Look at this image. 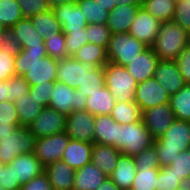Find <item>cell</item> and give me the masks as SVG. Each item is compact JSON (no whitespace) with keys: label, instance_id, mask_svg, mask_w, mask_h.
I'll return each instance as SVG.
<instances>
[{"label":"cell","instance_id":"obj_1","mask_svg":"<svg viewBox=\"0 0 190 190\" xmlns=\"http://www.w3.org/2000/svg\"><path fill=\"white\" fill-rule=\"evenodd\" d=\"M16 75L24 76L29 86L57 81L58 60L47 55L45 46L26 47L15 56Z\"/></svg>","mask_w":190,"mask_h":190},{"label":"cell","instance_id":"obj_2","mask_svg":"<svg viewBox=\"0 0 190 190\" xmlns=\"http://www.w3.org/2000/svg\"><path fill=\"white\" fill-rule=\"evenodd\" d=\"M160 168L170 166L180 152L190 149V121L175 119L153 143Z\"/></svg>","mask_w":190,"mask_h":190},{"label":"cell","instance_id":"obj_3","mask_svg":"<svg viewBox=\"0 0 190 190\" xmlns=\"http://www.w3.org/2000/svg\"><path fill=\"white\" fill-rule=\"evenodd\" d=\"M36 138L20 125H0V162L9 164L20 154L34 153Z\"/></svg>","mask_w":190,"mask_h":190},{"label":"cell","instance_id":"obj_4","mask_svg":"<svg viewBox=\"0 0 190 190\" xmlns=\"http://www.w3.org/2000/svg\"><path fill=\"white\" fill-rule=\"evenodd\" d=\"M188 31L173 21L162 22L151 46L160 60L175 61L187 47Z\"/></svg>","mask_w":190,"mask_h":190},{"label":"cell","instance_id":"obj_5","mask_svg":"<svg viewBox=\"0 0 190 190\" xmlns=\"http://www.w3.org/2000/svg\"><path fill=\"white\" fill-rule=\"evenodd\" d=\"M149 47L129 33L112 34L106 48L108 62L126 66Z\"/></svg>","mask_w":190,"mask_h":190},{"label":"cell","instance_id":"obj_6","mask_svg":"<svg viewBox=\"0 0 190 190\" xmlns=\"http://www.w3.org/2000/svg\"><path fill=\"white\" fill-rule=\"evenodd\" d=\"M154 143V138L143 120L135 123L119 124L118 150L123 155L134 157Z\"/></svg>","mask_w":190,"mask_h":190},{"label":"cell","instance_id":"obj_7","mask_svg":"<svg viewBox=\"0 0 190 190\" xmlns=\"http://www.w3.org/2000/svg\"><path fill=\"white\" fill-rule=\"evenodd\" d=\"M105 86L109 89L116 101H134L137 82L127 71L126 67L108 62L104 66Z\"/></svg>","mask_w":190,"mask_h":190},{"label":"cell","instance_id":"obj_8","mask_svg":"<svg viewBox=\"0 0 190 190\" xmlns=\"http://www.w3.org/2000/svg\"><path fill=\"white\" fill-rule=\"evenodd\" d=\"M51 92L48 106L59 113L67 116L73 111L86 110L87 97L82 95L81 91L55 81V86Z\"/></svg>","mask_w":190,"mask_h":190},{"label":"cell","instance_id":"obj_9","mask_svg":"<svg viewBox=\"0 0 190 190\" xmlns=\"http://www.w3.org/2000/svg\"><path fill=\"white\" fill-rule=\"evenodd\" d=\"M69 139L70 138L66 132L37 138L34 149L35 157L43 164L44 167L56 161H60Z\"/></svg>","mask_w":190,"mask_h":190},{"label":"cell","instance_id":"obj_10","mask_svg":"<svg viewBox=\"0 0 190 190\" xmlns=\"http://www.w3.org/2000/svg\"><path fill=\"white\" fill-rule=\"evenodd\" d=\"M28 129L36 139L63 133L66 129V115L49 106L45 107L32 121Z\"/></svg>","mask_w":190,"mask_h":190},{"label":"cell","instance_id":"obj_11","mask_svg":"<svg viewBox=\"0 0 190 190\" xmlns=\"http://www.w3.org/2000/svg\"><path fill=\"white\" fill-rule=\"evenodd\" d=\"M95 115L87 110L73 111L66 116L65 132L70 139L94 144Z\"/></svg>","mask_w":190,"mask_h":190},{"label":"cell","instance_id":"obj_12","mask_svg":"<svg viewBox=\"0 0 190 190\" xmlns=\"http://www.w3.org/2000/svg\"><path fill=\"white\" fill-rule=\"evenodd\" d=\"M134 102L138 104L143 112L159 104L169 103L170 95L154 77H151L137 84Z\"/></svg>","mask_w":190,"mask_h":190},{"label":"cell","instance_id":"obj_13","mask_svg":"<svg viewBox=\"0 0 190 190\" xmlns=\"http://www.w3.org/2000/svg\"><path fill=\"white\" fill-rule=\"evenodd\" d=\"M170 103L159 104L142 112V120L154 139L161 137L174 122Z\"/></svg>","mask_w":190,"mask_h":190},{"label":"cell","instance_id":"obj_14","mask_svg":"<svg viewBox=\"0 0 190 190\" xmlns=\"http://www.w3.org/2000/svg\"><path fill=\"white\" fill-rule=\"evenodd\" d=\"M161 23L143 7H140L128 33L145 43L148 47H151L158 35Z\"/></svg>","mask_w":190,"mask_h":190},{"label":"cell","instance_id":"obj_15","mask_svg":"<svg viewBox=\"0 0 190 190\" xmlns=\"http://www.w3.org/2000/svg\"><path fill=\"white\" fill-rule=\"evenodd\" d=\"M9 165L12 167L13 184L21 185L39 176L45 169L34 153L20 154Z\"/></svg>","mask_w":190,"mask_h":190},{"label":"cell","instance_id":"obj_16","mask_svg":"<svg viewBox=\"0 0 190 190\" xmlns=\"http://www.w3.org/2000/svg\"><path fill=\"white\" fill-rule=\"evenodd\" d=\"M154 78L170 96L177 93L186 84L175 61L159 60Z\"/></svg>","mask_w":190,"mask_h":190},{"label":"cell","instance_id":"obj_17","mask_svg":"<svg viewBox=\"0 0 190 190\" xmlns=\"http://www.w3.org/2000/svg\"><path fill=\"white\" fill-rule=\"evenodd\" d=\"M55 17L60 22L62 32L84 29L88 22L75 1L61 4L51 8Z\"/></svg>","mask_w":190,"mask_h":190},{"label":"cell","instance_id":"obj_18","mask_svg":"<svg viewBox=\"0 0 190 190\" xmlns=\"http://www.w3.org/2000/svg\"><path fill=\"white\" fill-rule=\"evenodd\" d=\"M159 58L156 53L149 47L143 53L138 55L125 67L127 71L135 78L137 83L143 82L154 77Z\"/></svg>","mask_w":190,"mask_h":190},{"label":"cell","instance_id":"obj_19","mask_svg":"<svg viewBox=\"0 0 190 190\" xmlns=\"http://www.w3.org/2000/svg\"><path fill=\"white\" fill-rule=\"evenodd\" d=\"M141 5H117L109 12L106 21L111 34L128 33Z\"/></svg>","mask_w":190,"mask_h":190},{"label":"cell","instance_id":"obj_20","mask_svg":"<svg viewBox=\"0 0 190 190\" xmlns=\"http://www.w3.org/2000/svg\"><path fill=\"white\" fill-rule=\"evenodd\" d=\"M92 148V143L69 139L61 160L74 170L80 169L91 162Z\"/></svg>","mask_w":190,"mask_h":190},{"label":"cell","instance_id":"obj_21","mask_svg":"<svg viewBox=\"0 0 190 190\" xmlns=\"http://www.w3.org/2000/svg\"><path fill=\"white\" fill-rule=\"evenodd\" d=\"M94 143L118 149L119 123L110 115L95 116Z\"/></svg>","mask_w":190,"mask_h":190},{"label":"cell","instance_id":"obj_22","mask_svg":"<svg viewBox=\"0 0 190 190\" xmlns=\"http://www.w3.org/2000/svg\"><path fill=\"white\" fill-rule=\"evenodd\" d=\"M44 172L53 190H73L75 170L62 160L47 165Z\"/></svg>","mask_w":190,"mask_h":190},{"label":"cell","instance_id":"obj_23","mask_svg":"<svg viewBox=\"0 0 190 190\" xmlns=\"http://www.w3.org/2000/svg\"><path fill=\"white\" fill-rule=\"evenodd\" d=\"M57 81L76 89L84 78V64L72 56L58 61Z\"/></svg>","mask_w":190,"mask_h":190},{"label":"cell","instance_id":"obj_24","mask_svg":"<svg viewBox=\"0 0 190 190\" xmlns=\"http://www.w3.org/2000/svg\"><path fill=\"white\" fill-rule=\"evenodd\" d=\"M137 166L134 157L121 154L117 161L115 170L109 178L121 189H131L136 176Z\"/></svg>","mask_w":190,"mask_h":190},{"label":"cell","instance_id":"obj_25","mask_svg":"<svg viewBox=\"0 0 190 190\" xmlns=\"http://www.w3.org/2000/svg\"><path fill=\"white\" fill-rule=\"evenodd\" d=\"M107 177L95 164L90 162L75 170L73 190H96Z\"/></svg>","mask_w":190,"mask_h":190},{"label":"cell","instance_id":"obj_26","mask_svg":"<svg viewBox=\"0 0 190 190\" xmlns=\"http://www.w3.org/2000/svg\"><path fill=\"white\" fill-rule=\"evenodd\" d=\"M121 154L122 153L116 147L94 143L91 162L109 177L115 170Z\"/></svg>","mask_w":190,"mask_h":190},{"label":"cell","instance_id":"obj_27","mask_svg":"<svg viewBox=\"0 0 190 190\" xmlns=\"http://www.w3.org/2000/svg\"><path fill=\"white\" fill-rule=\"evenodd\" d=\"M116 103L115 97L104 86L98 92L87 96L86 110L95 116L110 115Z\"/></svg>","mask_w":190,"mask_h":190},{"label":"cell","instance_id":"obj_28","mask_svg":"<svg viewBox=\"0 0 190 190\" xmlns=\"http://www.w3.org/2000/svg\"><path fill=\"white\" fill-rule=\"evenodd\" d=\"M22 49L45 46L44 38L35 29L30 18L19 20L12 28Z\"/></svg>","mask_w":190,"mask_h":190},{"label":"cell","instance_id":"obj_29","mask_svg":"<svg viewBox=\"0 0 190 190\" xmlns=\"http://www.w3.org/2000/svg\"><path fill=\"white\" fill-rule=\"evenodd\" d=\"M16 107L19 123L21 127H29L32 121L39 115L43 107L34 95H22L14 101Z\"/></svg>","mask_w":190,"mask_h":190},{"label":"cell","instance_id":"obj_30","mask_svg":"<svg viewBox=\"0 0 190 190\" xmlns=\"http://www.w3.org/2000/svg\"><path fill=\"white\" fill-rule=\"evenodd\" d=\"M105 86L104 67L84 64V78L76 88L82 95L90 96Z\"/></svg>","mask_w":190,"mask_h":190},{"label":"cell","instance_id":"obj_31","mask_svg":"<svg viewBox=\"0 0 190 190\" xmlns=\"http://www.w3.org/2000/svg\"><path fill=\"white\" fill-rule=\"evenodd\" d=\"M72 57L94 67H104L108 63L106 49L93 43L84 44Z\"/></svg>","mask_w":190,"mask_h":190},{"label":"cell","instance_id":"obj_32","mask_svg":"<svg viewBox=\"0 0 190 190\" xmlns=\"http://www.w3.org/2000/svg\"><path fill=\"white\" fill-rule=\"evenodd\" d=\"M110 116L119 124L125 125L142 120V111L137 103L116 101Z\"/></svg>","mask_w":190,"mask_h":190},{"label":"cell","instance_id":"obj_33","mask_svg":"<svg viewBox=\"0 0 190 190\" xmlns=\"http://www.w3.org/2000/svg\"><path fill=\"white\" fill-rule=\"evenodd\" d=\"M176 0H142L141 7L160 22L172 21Z\"/></svg>","mask_w":190,"mask_h":190},{"label":"cell","instance_id":"obj_34","mask_svg":"<svg viewBox=\"0 0 190 190\" xmlns=\"http://www.w3.org/2000/svg\"><path fill=\"white\" fill-rule=\"evenodd\" d=\"M33 26L41 34L42 38L62 32L60 22L55 17L52 9L39 13L30 18Z\"/></svg>","mask_w":190,"mask_h":190},{"label":"cell","instance_id":"obj_35","mask_svg":"<svg viewBox=\"0 0 190 190\" xmlns=\"http://www.w3.org/2000/svg\"><path fill=\"white\" fill-rule=\"evenodd\" d=\"M169 103L176 119L190 121V84L170 96Z\"/></svg>","mask_w":190,"mask_h":190},{"label":"cell","instance_id":"obj_36","mask_svg":"<svg viewBox=\"0 0 190 190\" xmlns=\"http://www.w3.org/2000/svg\"><path fill=\"white\" fill-rule=\"evenodd\" d=\"M88 24H104L108 19L107 9L98 4L95 0H75Z\"/></svg>","mask_w":190,"mask_h":190},{"label":"cell","instance_id":"obj_37","mask_svg":"<svg viewBox=\"0 0 190 190\" xmlns=\"http://www.w3.org/2000/svg\"><path fill=\"white\" fill-rule=\"evenodd\" d=\"M23 18L20 5L16 0H0V24L5 28H12Z\"/></svg>","mask_w":190,"mask_h":190},{"label":"cell","instance_id":"obj_38","mask_svg":"<svg viewBox=\"0 0 190 190\" xmlns=\"http://www.w3.org/2000/svg\"><path fill=\"white\" fill-rule=\"evenodd\" d=\"M44 44L47 55L53 59L59 61L69 57L66 50L64 32L44 37Z\"/></svg>","mask_w":190,"mask_h":190},{"label":"cell","instance_id":"obj_39","mask_svg":"<svg viewBox=\"0 0 190 190\" xmlns=\"http://www.w3.org/2000/svg\"><path fill=\"white\" fill-rule=\"evenodd\" d=\"M160 168H146L136 172L132 190H157V177Z\"/></svg>","mask_w":190,"mask_h":190},{"label":"cell","instance_id":"obj_40","mask_svg":"<svg viewBox=\"0 0 190 190\" xmlns=\"http://www.w3.org/2000/svg\"><path fill=\"white\" fill-rule=\"evenodd\" d=\"M86 35L88 43L97 44L106 49L112 34L110 32V29L107 27L106 23L104 24L93 23V24H87Z\"/></svg>","mask_w":190,"mask_h":190},{"label":"cell","instance_id":"obj_41","mask_svg":"<svg viewBox=\"0 0 190 190\" xmlns=\"http://www.w3.org/2000/svg\"><path fill=\"white\" fill-rule=\"evenodd\" d=\"M182 180V177H179L170 165L160 168L155 185L157 190H177Z\"/></svg>","mask_w":190,"mask_h":190},{"label":"cell","instance_id":"obj_42","mask_svg":"<svg viewBox=\"0 0 190 190\" xmlns=\"http://www.w3.org/2000/svg\"><path fill=\"white\" fill-rule=\"evenodd\" d=\"M134 160L138 171L146 168H160L157 150L155 149L154 145L146 148L138 155H135Z\"/></svg>","mask_w":190,"mask_h":190},{"label":"cell","instance_id":"obj_43","mask_svg":"<svg viewBox=\"0 0 190 190\" xmlns=\"http://www.w3.org/2000/svg\"><path fill=\"white\" fill-rule=\"evenodd\" d=\"M65 34V45L68 56H72L84 44L88 43L86 35V27L82 30L70 31Z\"/></svg>","mask_w":190,"mask_h":190},{"label":"cell","instance_id":"obj_44","mask_svg":"<svg viewBox=\"0 0 190 190\" xmlns=\"http://www.w3.org/2000/svg\"><path fill=\"white\" fill-rule=\"evenodd\" d=\"M20 5L24 18H31L39 13L45 12L51 7L47 0H16Z\"/></svg>","mask_w":190,"mask_h":190},{"label":"cell","instance_id":"obj_45","mask_svg":"<svg viewBox=\"0 0 190 190\" xmlns=\"http://www.w3.org/2000/svg\"><path fill=\"white\" fill-rule=\"evenodd\" d=\"M172 21L190 32V0H176Z\"/></svg>","mask_w":190,"mask_h":190},{"label":"cell","instance_id":"obj_46","mask_svg":"<svg viewBox=\"0 0 190 190\" xmlns=\"http://www.w3.org/2000/svg\"><path fill=\"white\" fill-rule=\"evenodd\" d=\"M5 49L10 52L11 56H16L21 52L22 47L17 40L16 34L11 28H4L0 33V50Z\"/></svg>","mask_w":190,"mask_h":190},{"label":"cell","instance_id":"obj_47","mask_svg":"<svg viewBox=\"0 0 190 190\" xmlns=\"http://www.w3.org/2000/svg\"><path fill=\"white\" fill-rule=\"evenodd\" d=\"M55 86V81L46 83H38L37 85L31 86L29 88L30 95H34L39 101V104L45 108L48 107L49 100L51 98L52 90Z\"/></svg>","mask_w":190,"mask_h":190},{"label":"cell","instance_id":"obj_48","mask_svg":"<svg viewBox=\"0 0 190 190\" xmlns=\"http://www.w3.org/2000/svg\"><path fill=\"white\" fill-rule=\"evenodd\" d=\"M15 57L8 50H0V81L7 80L16 75Z\"/></svg>","mask_w":190,"mask_h":190},{"label":"cell","instance_id":"obj_49","mask_svg":"<svg viewBox=\"0 0 190 190\" xmlns=\"http://www.w3.org/2000/svg\"><path fill=\"white\" fill-rule=\"evenodd\" d=\"M0 125H20L14 102H0Z\"/></svg>","mask_w":190,"mask_h":190},{"label":"cell","instance_id":"obj_50","mask_svg":"<svg viewBox=\"0 0 190 190\" xmlns=\"http://www.w3.org/2000/svg\"><path fill=\"white\" fill-rule=\"evenodd\" d=\"M173 171L182 179L190 177V149L180 152L172 162Z\"/></svg>","mask_w":190,"mask_h":190},{"label":"cell","instance_id":"obj_51","mask_svg":"<svg viewBox=\"0 0 190 190\" xmlns=\"http://www.w3.org/2000/svg\"><path fill=\"white\" fill-rule=\"evenodd\" d=\"M29 88L30 86L28 82L25 80L24 76L15 75L11 77V91L13 102L22 95H27L29 92Z\"/></svg>","mask_w":190,"mask_h":190},{"label":"cell","instance_id":"obj_52","mask_svg":"<svg viewBox=\"0 0 190 190\" xmlns=\"http://www.w3.org/2000/svg\"><path fill=\"white\" fill-rule=\"evenodd\" d=\"M20 190H53L45 172L22 185Z\"/></svg>","mask_w":190,"mask_h":190},{"label":"cell","instance_id":"obj_53","mask_svg":"<svg viewBox=\"0 0 190 190\" xmlns=\"http://www.w3.org/2000/svg\"><path fill=\"white\" fill-rule=\"evenodd\" d=\"M184 77L186 84H190V47H186L175 60Z\"/></svg>","mask_w":190,"mask_h":190},{"label":"cell","instance_id":"obj_54","mask_svg":"<svg viewBox=\"0 0 190 190\" xmlns=\"http://www.w3.org/2000/svg\"><path fill=\"white\" fill-rule=\"evenodd\" d=\"M0 186L5 190H20L21 184H13L12 167L7 164L1 168Z\"/></svg>","mask_w":190,"mask_h":190},{"label":"cell","instance_id":"obj_55","mask_svg":"<svg viewBox=\"0 0 190 190\" xmlns=\"http://www.w3.org/2000/svg\"><path fill=\"white\" fill-rule=\"evenodd\" d=\"M3 101L13 102L11 91V78L0 81V102Z\"/></svg>","mask_w":190,"mask_h":190},{"label":"cell","instance_id":"obj_56","mask_svg":"<svg viewBox=\"0 0 190 190\" xmlns=\"http://www.w3.org/2000/svg\"><path fill=\"white\" fill-rule=\"evenodd\" d=\"M96 190H121L109 177H107Z\"/></svg>","mask_w":190,"mask_h":190},{"label":"cell","instance_id":"obj_57","mask_svg":"<svg viewBox=\"0 0 190 190\" xmlns=\"http://www.w3.org/2000/svg\"><path fill=\"white\" fill-rule=\"evenodd\" d=\"M95 1L98 4L100 3V5L105 9H107L108 12L112 11L117 6L115 0H95Z\"/></svg>","mask_w":190,"mask_h":190},{"label":"cell","instance_id":"obj_58","mask_svg":"<svg viewBox=\"0 0 190 190\" xmlns=\"http://www.w3.org/2000/svg\"><path fill=\"white\" fill-rule=\"evenodd\" d=\"M117 5H141L140 0H115Z\"/></svg>","mask_w":190,"mask_h":190},{"label":"cell","instance_id":"obj_59","mask_svg":"<svg viewBox=\"0 0 190 190\" xmlns=\"http://www.w3.org/2000/svg\"><path fill=\"white\" fill-rule=\"evenodd\" d=\"M73 1H75V0H47L49 6L51 8L58 6V5H61V4L70 3Z\"/></svg>","mask_w":190,"mask_h":190},{"label":"cell","instance_id":"obj_60","mask_svg":"<svg viewBox=\"0 0 190 190\" xmlns=\"http://www.w3.org/2000/svg\"><path fill=\"white\" fill-rule=\"evenodd\" d=\"M180 189L181 190H190V177H187L186 179H183L180 183Z\"/></svg>","mask_w":190,"mask_h":190},{"label":"cell","instance_id":"obj_61","mask_svg":"<svg viewBox=\"0 0 190 190\" xmlns=\"http://www.w3.org/2000/svg\"><path fill=\"white\" fill-rule=\"evenodd\" d=\"M187 46L190 47V32H188L187 36Z\"/></svg>","mask_w":190,"mask_h":190},{"label":"cell","instance_id":"obj_62","mask_svg":"<svg viewBox=\"0 0 190 190\" xmlns=\"http://www.w3.org/2000/svg\"><path fill=\"white\" fill-rule=\"evenodd\" d=\"M4 28L5 27L2 24H0V33L3 31Z\"/></svg>","mask_w":190,"mask_h":190},{"label":"cell","instance_id":"obj_63","mask_svg":"<svg viewBox=\"0 0 190 190\" xmlns=\"http://www.w3.org/2000/svg\"><path fill=\"white\" fill-rule=\"evenodd\" d=\"M4 166V164H2L1 162H0V175H1V168Z\"/></svg>","mask_w":190,"mask_h":190}]
</instances>
